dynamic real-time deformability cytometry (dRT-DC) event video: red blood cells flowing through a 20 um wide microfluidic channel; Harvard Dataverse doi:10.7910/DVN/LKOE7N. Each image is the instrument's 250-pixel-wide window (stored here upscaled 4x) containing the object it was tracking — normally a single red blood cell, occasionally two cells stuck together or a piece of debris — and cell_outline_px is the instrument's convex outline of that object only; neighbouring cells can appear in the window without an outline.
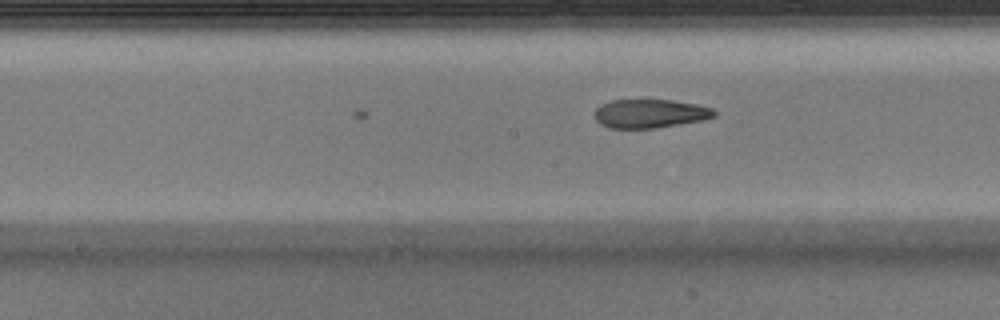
{"species": "Egyptian fruit bat (a non-hibernating species)", "species_latin": "Rousettus aegyptiacus", "temperature_condition": "warm", "stored_images_in_passage": 10, "camera_frame_rate_fps": 3000, "um_per_image_px": 0.085, "animal": {"sex": "male"}, "frame": {"image": 1, "passage_image": 10, "time_ms": 3.0, "image_size_px": [1000, 320], "cell_outline_px": [[716, 116], [700, 120], [656, 128], [608, 128], [600, 124], [596, 120], [596, 108], [600, 104], [612, 100], [672, 100], [696, 104], [712, 108], [716, 112]], "centroid_in_image_um": [55.23, 9.65], "position_along_channel_um": 193.0, "area_um2": 19.88}}